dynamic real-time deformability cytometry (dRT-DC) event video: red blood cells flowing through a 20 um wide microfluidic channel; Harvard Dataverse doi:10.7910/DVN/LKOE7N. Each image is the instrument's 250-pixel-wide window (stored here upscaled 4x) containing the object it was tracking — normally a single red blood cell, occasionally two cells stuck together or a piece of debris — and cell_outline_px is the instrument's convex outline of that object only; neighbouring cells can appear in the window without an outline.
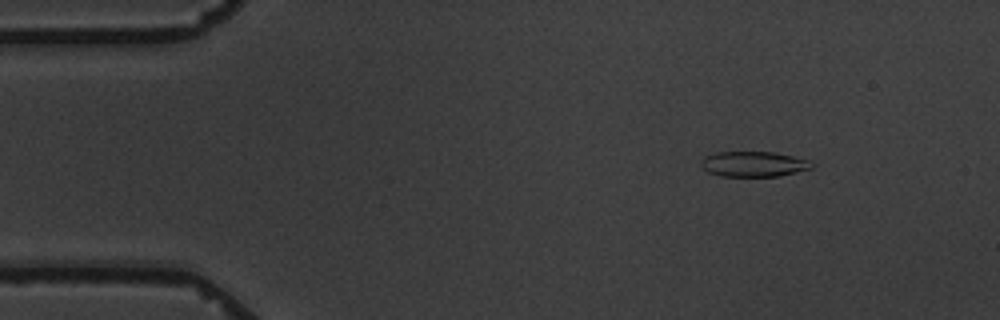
{"species": "common noctule bat (a hibernating species)", "species_latin": "Nyctalus noctula", "temperature_condition": "warm", "stored_images_in_passage": 8, "camera_frame_rate_fps": 3000, "um_per_image_px": 0.085, "animal": {"sex": "male", "body_mass_g": 19.5, "forearm_length_mm": 54.6}, "frame": {"image": 1, "passage_image": 2, "time_ms": 1.333, "image_size_px": [1000, 320], "cell_outline_px": [[812, 168], [780, 176], [720, 176], [708, 172], [700, 164], [700, 160], [704, 156], [716, 152], [772, 152], [812, 160]], "centroid_in_image_um": [64.04, 13.94], "position_along_channel_um": 21.0, "area_um2": 16.36}}
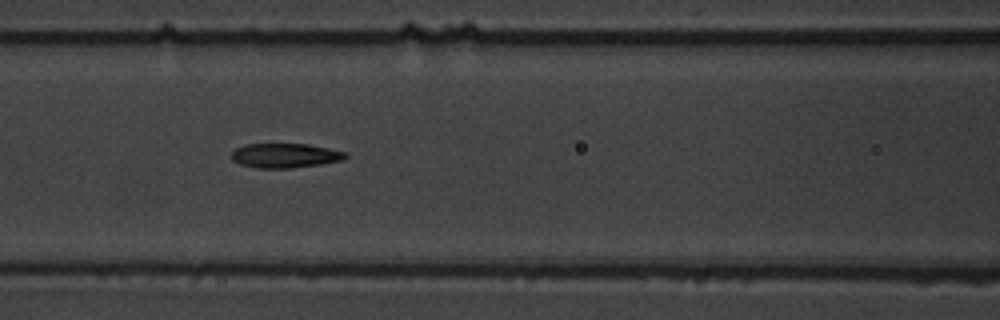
{"frame": {"image": 2, "passage_image": 7, "time_ms": 7.0, "image_size_px": [1000, 320], "cell_outline_px": [[348, 156], [344, 160], [320, 164], [288, 168], [256, 168], [240, 164], [232, 160], [232, 152], [236, 148], [244, 144], [308, 144], [348, 152]], "centroid_in_image_um": [24.25, 13.22], "position_along_channel_um": 142.4, "area_um2": 16.3}}
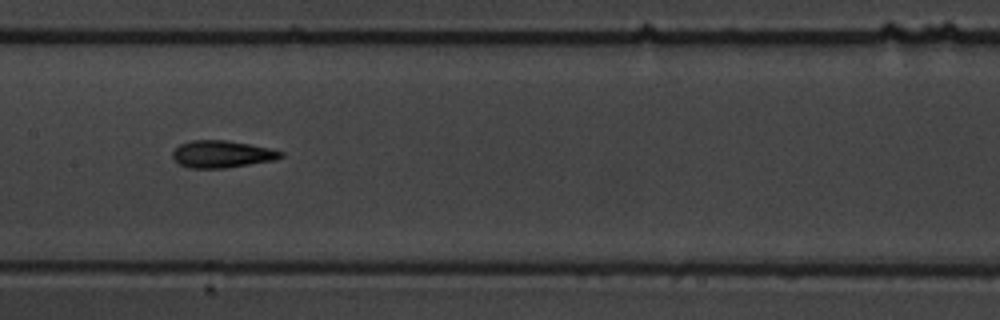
{"frame": {"image": 3, "passage_image": 8, "time_ms": 8.333, "image_size_px": [1000, 320], "cell_outline_px": [[284, 156], [276, 160], [224, 168], [188, 168], [180, 164], [172, 156], [172, 152], [180, 144], [192, 140], [228, 140], [268, 148], [284, 152]], "centroid_in_image_um": [18.87, 13.1], "position_along_channel_um": 188.5, "area_um2": 17.05}}